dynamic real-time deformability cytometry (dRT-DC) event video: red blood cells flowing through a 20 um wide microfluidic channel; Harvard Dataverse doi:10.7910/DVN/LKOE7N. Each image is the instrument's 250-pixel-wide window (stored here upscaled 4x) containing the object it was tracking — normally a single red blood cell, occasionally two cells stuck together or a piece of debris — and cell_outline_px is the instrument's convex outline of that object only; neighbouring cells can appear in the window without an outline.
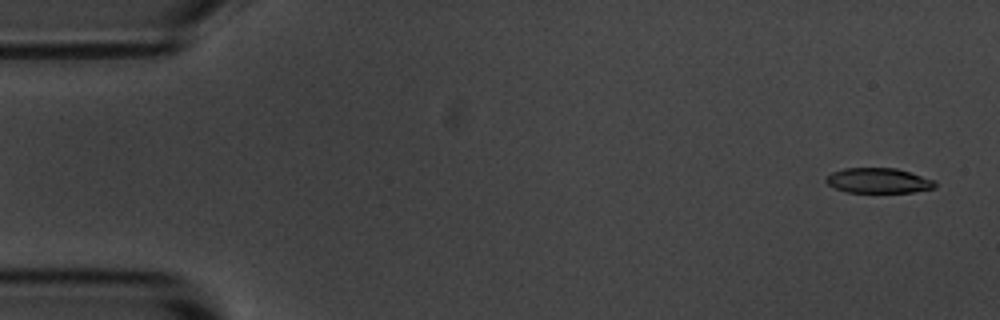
{"species": "common noctule bat (a hibernating species)", "species_latin": "Nyctalus noctula", "temperature_condition": "room temperature", "stored_images_in_passage": 8, "camera_frame_rate_fps": 3000, "um_per_image_px": 0.085, "animal": {"sex": "male", "body_mass_g": 20.1, "forearm_length_mm": 53.5}, "frame": {"image": 1, "passage_image": 1, "time_ms": 0.0, "image_size_px": [1000, 320], "cell_outline_px": [[936, 188], [912, 192], [848, 192], [836, 188], [828, 184], [824, 180], [832, 172], [844, 168], [896, 168], [936, 180]], "centroid_in_image_um": [74.7, 15.35], "position_along_channel_um": 10.3, "area_um2": 15.9}}
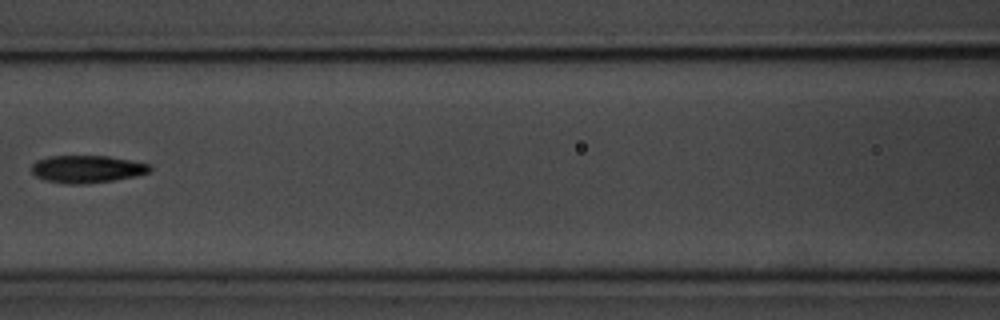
{"frame": {"image": 2, "passage_image": 7, "time_ms": 7.333, "image_size_px": [1000, 320], "cell_outline_px": [[152, 168], [148, 172], [136, 176], [112, 180], [84, 184], [64, 184], [48, 180], [36, 176], [32, 172], [32, 164], [36, 160], [48, 156], [108, 156], [152, 164]], "centroid_in_image_um": [7.4, 14.36], "position_along_channel_um": 159.2, "area_um2": 18.9}}
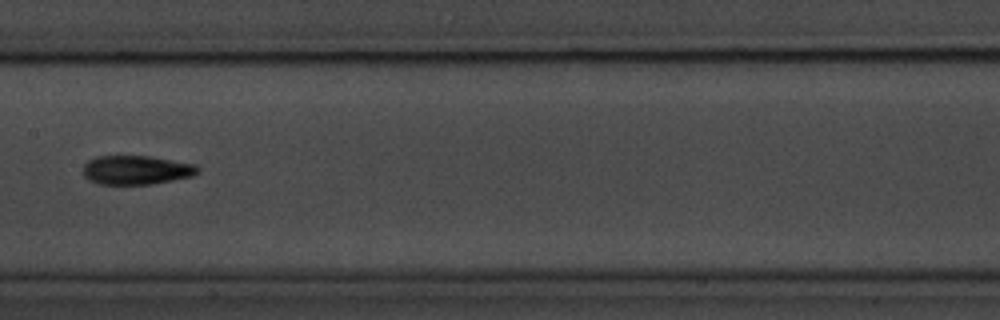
{"frame": {"image": 3, "passage_image": 8, "time_ms": 8.333, "image_size_px": [1000, 320], "cell_outline_px": [[200, 168], [192, 176], [148, 184], [100, 184], [88, 180], [84, 176], [84, 164], [88, 160], [96, 156], [152, 156], [196, 164]], "centroid_in_image_um": [11.56, 14.43], "position_along_channel_um": 195.8, "area_um2": 19.31}}